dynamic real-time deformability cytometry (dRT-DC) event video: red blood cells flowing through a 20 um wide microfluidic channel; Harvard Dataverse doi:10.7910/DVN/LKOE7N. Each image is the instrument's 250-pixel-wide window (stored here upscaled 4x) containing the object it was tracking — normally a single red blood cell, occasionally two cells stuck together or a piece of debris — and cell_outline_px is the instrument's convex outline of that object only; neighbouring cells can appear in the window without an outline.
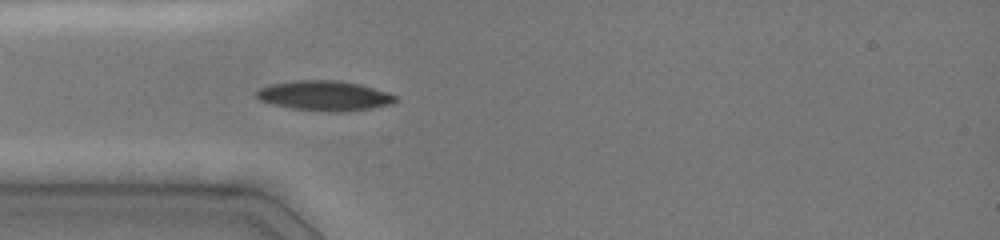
{"species": "common noctule bat (a hibernating species)", "species_latin": "Nyctalus noctula", "temperature_condition": "cold", "stored_images_in_passage": 51, "camera_frame_rate_fps": 3000, "um_per_image_px": 0.085, "animal": {"sex": "female", "body_mass_g": 19.0, "forearm_length_mm": 51.5}, "frame": {"image": 1, "passage_image": 16, "time_ms": 3.667, "image_size_px": [1000, 240], "cell_outline_px": [[396, 100], [392, 104], [372, 108], [344, 112], [328, 112], [292, 108], [272, 104], [260, 100], [256, 96], [256, 92], [260, 88], [268, 84], [296, 80], [336, 80], [360, 84], [388, 92], [396, 96]], "centroid_in_image_um": [27.58, 8.13], "position_along_channel_um": 57.4, "area_um2": 24.33}}
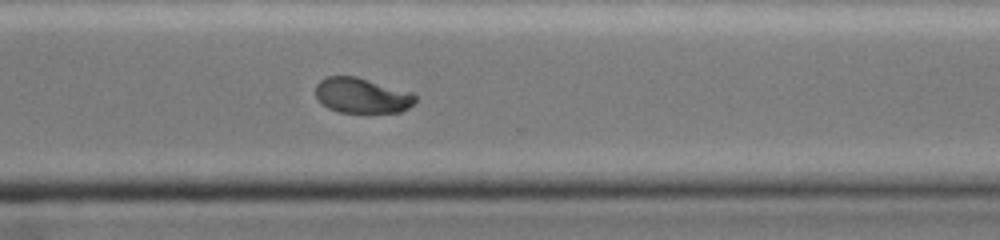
{"frame": {"image": 2, "passage_image": 38, "time_ms": 10.667, "image_size_px": [1000, 240], "cell_outline_px": [[416, 100], [408, 108], [400, 112], [340, 112], [328, 108], [316, 96], [316, 84], [320, 80], [328, 76], [356, 76], [412, 92], [416, 96]], "centroid_in_image_um": [30.77, 8.11], "position_along_channel_um": 339.8, "area_um2": 20.35}}
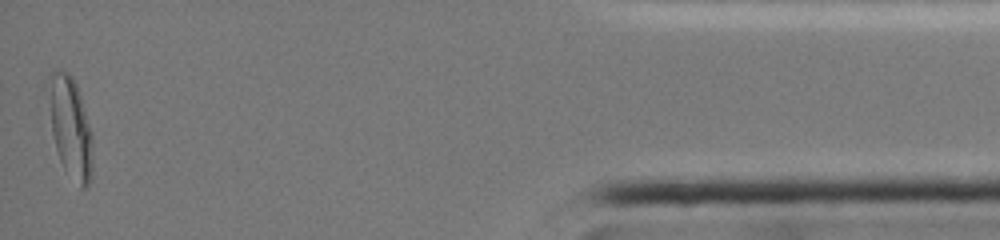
{"frame": {"image": 3, "passage_image": 50, "time_ms": 14.667, "image_size_px": [1000, 240], "cell_outline_px": [[92, 176], [88, 184], [84, 188], [80, 188], [64, 168], [60, 160], [56, 148], [52, 132], [52, 72], [56, 68], [68, 72], [72, 76], [76, 84], [92, 132]], "centroid_in_image_um": [6.06, 10.92], "position_along_channel_um": 429.1, "area_um2": 24.8}, "authors_computed_cell_mechanics": {"area_um2": 22.253, "velocity_mm_per_s": 4.0567, "shape_relaxation_time_tau1_ms": 4.9518, "shape_relaxation_time_tau2_ms": 2.86, "deformation_change_tau1": 0.179, "deformation_change_tau2": 0.0433}}